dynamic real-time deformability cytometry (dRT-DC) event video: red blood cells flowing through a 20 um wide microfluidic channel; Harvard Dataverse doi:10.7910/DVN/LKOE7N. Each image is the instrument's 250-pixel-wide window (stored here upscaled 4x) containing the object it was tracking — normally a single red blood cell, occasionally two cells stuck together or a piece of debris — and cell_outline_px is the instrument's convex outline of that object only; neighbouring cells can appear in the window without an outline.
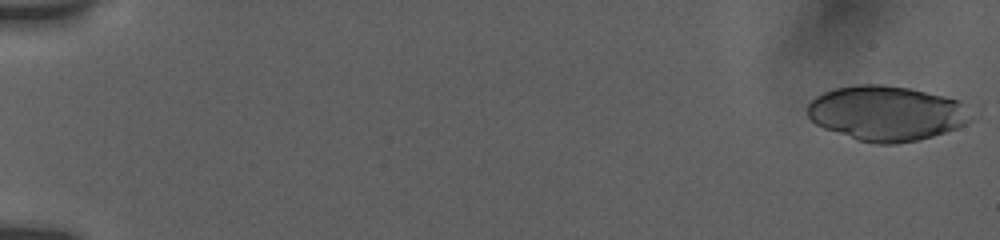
{"species": "human", "species_latin": "Homo sapiens", "temperature_condition": "room temperature", "stored_images_in_passage": 9, "camera_frame_rate_fps": 3000, "um_per_image_px": 0.085, "donor": {"sex": "female"}, "frame": {"image": 1, "passage_image": 1, "time_ms": 0.0, "image_size_px": [1000, 240], "cell_outline_px": [[972, 120], [956, 128], [932, 136], [916, 140], [896, 144], [872, 144], [856, 140], [824, 128], [816, 124], [808, 116], [808, 104], [816, 96], [832, 88], [860, 84], [880, 84], [912, 88], [960, 100]], "centroid_in_image_um": [75.31, 9.62], "position_along_channel_um": 9.7, "area_um2": 52.31}}
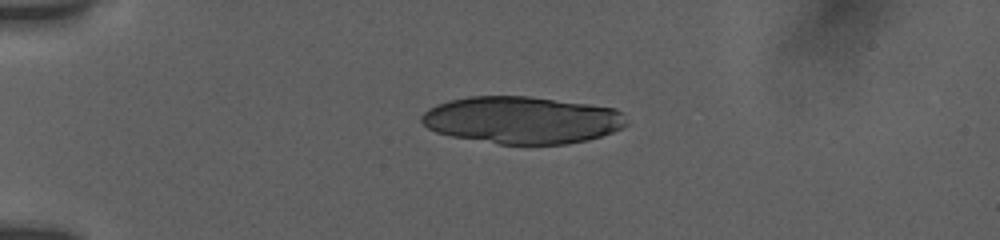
{"frame": {"image": 2, "passage_image": 7, "time_ms": 4.333, "image_size_px": [1000, 240], "cell_outline_px": [[628, 124], [624, 128], [588, 140], [568, 144], [500, 144], [452, 136], [436, 132], [428, 128], [420, 120], [420, 116], [428, 108], [436, 104], [448, 100], [468, 96], [532, 96], [616, 108], [620, 112]], "centroid_in_image_um": [44.36, 10.19], "position_along_channel_um": 40.6, "area_um2": 56.59}}